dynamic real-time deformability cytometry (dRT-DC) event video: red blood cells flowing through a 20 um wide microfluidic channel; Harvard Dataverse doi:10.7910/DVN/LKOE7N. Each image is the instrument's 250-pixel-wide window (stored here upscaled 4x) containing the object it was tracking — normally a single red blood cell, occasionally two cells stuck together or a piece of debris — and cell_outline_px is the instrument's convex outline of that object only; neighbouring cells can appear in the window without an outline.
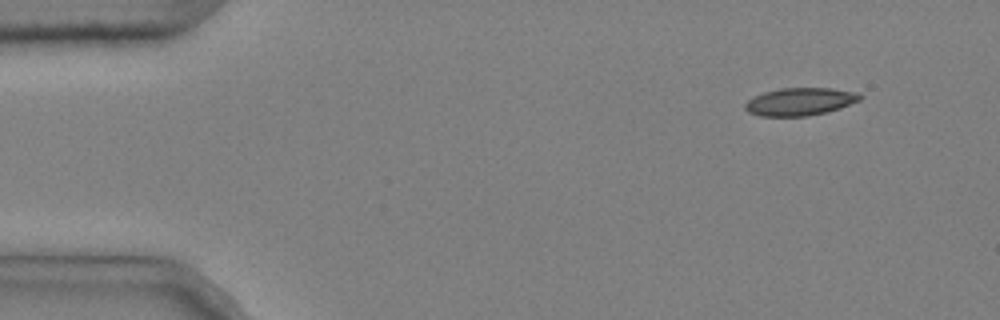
{"species": "common noctule bat (a hibernating species)", "species_latin": "Nyctalus noctula", "temperature_condition": "cold", "stored_images_in_passage": 5, "camera_frame_rate_fps": 3000, "um_per_image_px": 0.085, "animal": {"sex": "male", "body_mass_g": 20.4}, "frame": {"image": 1, "passage_image": 1, "time_ms": 0.0, "image_size_px": [1000, 320], "cell_outline_px": [[864, 96], [860, 100], [840, 108], [828, 112], [808, 116], [760, 116], [748, 112], [744, 108], [744, 104], [748, 100], [764, 92], [780, 88], [832, 88], [856, 92]], "centroid_in_image_um": [68.01, 8.64], "position_along_channel_um": 17.0, "area_um2": 18.61}}
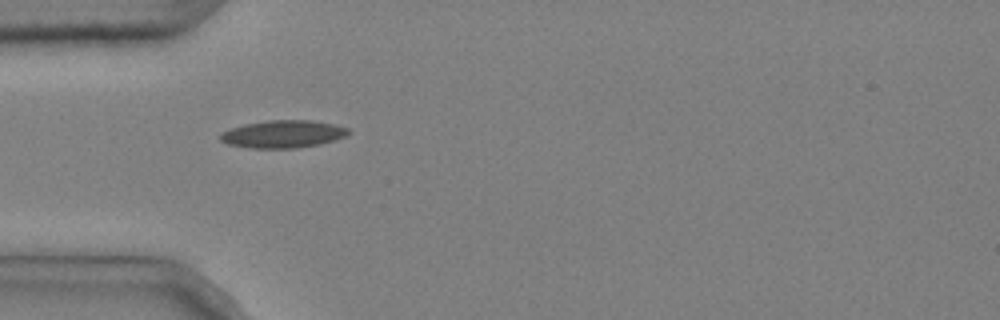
{"frame": {"image": 2, "passage_image": 4, "time_ms": 1.0, "image_size_px": [1000, 320], "cell_outline_px": [[352, 132], [348, 136], [336, 140], [320, 144], [296, 148], [248, 148], [228, 144], [220, 140], [220, 132], [244, 124], [268, 120], [312, 120], [336, 124], [348, 128]], "centroid_in_image_um": [24.11, 11.39], "position_along_channel_um": 60.9, "area_um2": 20.87}}